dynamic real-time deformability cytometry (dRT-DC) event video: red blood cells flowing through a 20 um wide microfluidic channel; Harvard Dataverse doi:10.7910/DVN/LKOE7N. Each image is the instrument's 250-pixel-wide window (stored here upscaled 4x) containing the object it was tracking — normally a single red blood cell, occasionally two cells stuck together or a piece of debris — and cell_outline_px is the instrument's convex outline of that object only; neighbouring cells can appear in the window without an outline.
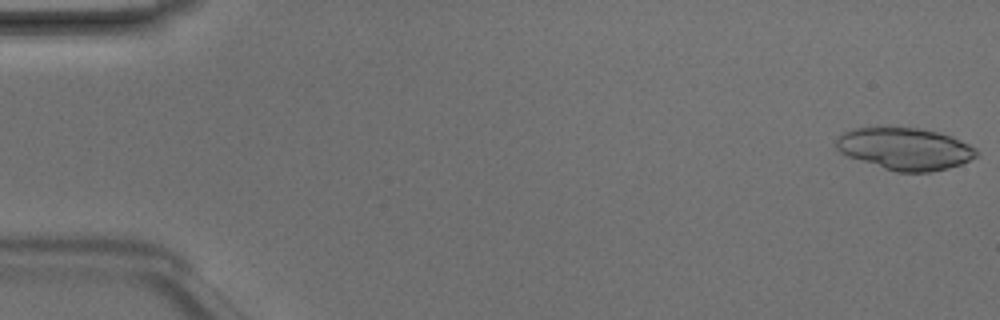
{"species": "Egyptian fruit bat (a non-hibernating species)", "species_latin": "Rousettus aegyptiacus", "temperature_condition": "room temperature", "stored_images_in_passage": 47, "camera_frame_rate_fps": 3000, "um_per_image_px": 0.085, "animal": {"sex": "male"}, "frame": {"image": 1, "passage_image": 1, "time_ms": 0.0, "image_size_px": [1000, 320], "cell_outline_px": [[976, 156], [960, 164], [948, 168], [932, 172], [896, 172], [848, 156], [840, 152], [836, 148], [836, 140], [844, 132], [852, 128], [920, 128], [940, 132], [952, 136], [976, 148]], "centroid_in_image_um": [76.93, 12.65], "position_along_channel_um": 8.1, "area_um2": 34.1}}